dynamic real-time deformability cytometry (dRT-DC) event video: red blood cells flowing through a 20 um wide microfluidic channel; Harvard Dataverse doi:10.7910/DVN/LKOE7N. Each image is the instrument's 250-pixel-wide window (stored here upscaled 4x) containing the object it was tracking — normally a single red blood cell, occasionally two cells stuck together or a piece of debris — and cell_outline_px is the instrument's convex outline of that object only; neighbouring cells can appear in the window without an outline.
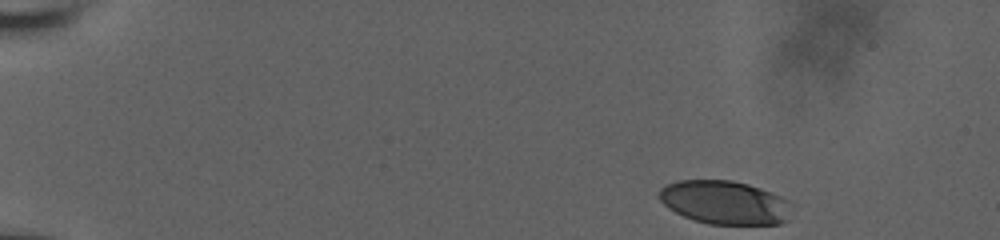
{"species": "human", "species_latin": "Homo sapiens", "temperature_condition": "room temperature", "stored_images_in_passage": 44, "camera_frame_rate_fps": 3000, "um_per_image_px": 0.085, "donor": {"sex": "male"}, "frame": {"image": 1, "passage_image": 1, "time_ms": 0.0, "image_size_px": [1000, 240], "cell_outline_px": [[792, 204], [788, 220], [780, 224], [708, 224], [684, 216], [668, 208], [656, 196], [656, 192], [660, 188], [676, 180], [732, 180], [748, 184], [760, 188], [780, 196], [788, 200]], "centroid_in_image_um": [61.59, 17.2], "position_along_channel_um": 23.4, "area_um2": 33.87}}
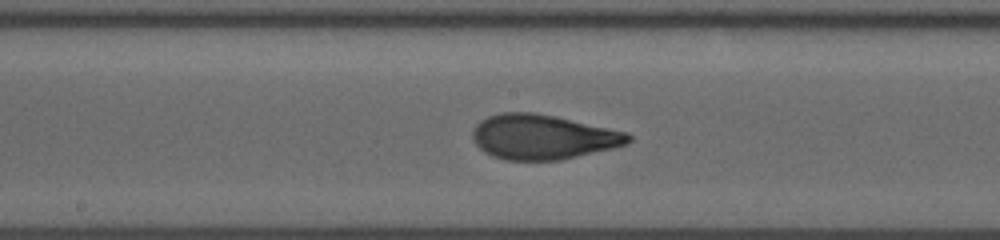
{"frame": {"image": 2, "passage_image": 25, "time_ms": 8.0, "image_size_px": [1000, 240], "cell_outline_px": [[632, 140], [628, 144], [616, 148], [560, 160], [504, 160], [492, 156], [484, 152], [472, 140], [472, 128], [480, 120], [488, 116], [500, 112], [532, 112], [552, 116], [628, 132], [632, 136]], "centroid_in_image_um": [46.13, 11.65], "position_along_channel_um": 202.1, "area_um2": 40.86}}
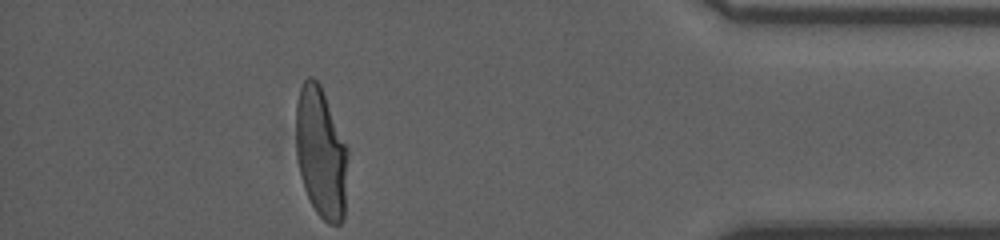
{"frame": {"image": 3, "passage_image": 44, "time_ms": 14.333, "image_size_px": [1000, 240], "cell_outline_px": [[348, 148], [344, 220], [340, 224], [328, 224], [316, 212], [304, 188], [296, 156], [296, 100], [300, 88], [304, 80], [308, 76], [312, 76], [320, 84]], "centroid_in_image_um": [27.28, 12.98], "position_along_channel_um": 407.9, "area_um2": 39.65}, "authors_computed_cell_mechanics": {"area_um2": 39.1884, "velocity_mm_per_s": 3.8507, "shape_relaxation_time_tau1_ms": 4.4016, "shape_relaxation_time_tau2_ms": 0.8526, "deformation_change_tau1": 0.2054, "deformation_change_tau2": 0.079}}